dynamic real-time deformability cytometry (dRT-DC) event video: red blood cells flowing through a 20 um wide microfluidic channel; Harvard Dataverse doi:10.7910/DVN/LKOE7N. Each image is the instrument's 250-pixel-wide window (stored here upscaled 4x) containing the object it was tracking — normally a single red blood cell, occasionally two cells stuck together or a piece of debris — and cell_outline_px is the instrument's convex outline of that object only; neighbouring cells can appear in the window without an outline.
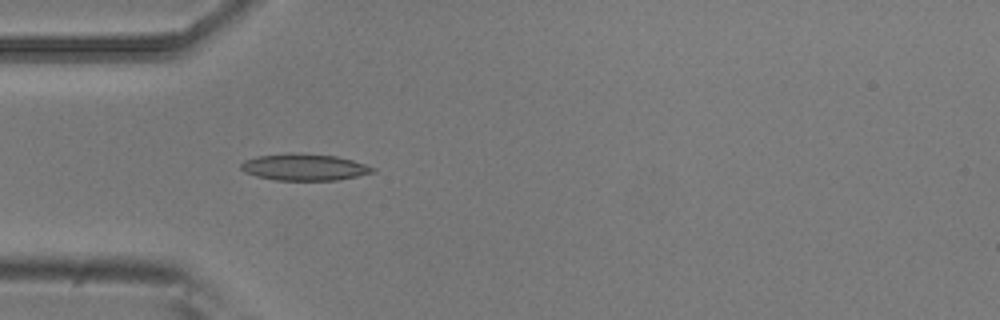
{"species": "common noctule bat (a hibernating species)", "species_latin": "Nyctalus noctula", "temperature_condition": "room temperature", "stored_images_in_passage": 4, "camera_frame_rate_fps": 3000, "um_per_image_px": 0.085, "animal": {"sex": "male", "body_mass_g": 20.5, "forearm_length_mm": 52.5}, "frame": {"image": 1, "passage_image": 4, "time_ms": 1.0, "image_size_px": [1000, 320], "cell_outline_px": [[376, 172], [336, 180], [276, 180], [256, 176], [244, 172], [240, 168], [240, 164], [244, 160], [256, 156], [288, 152], [296, 152], [336, 156], [352, 160], [376, 168]], "centroid_in_image_um": [25.83, 14.19], "position_along_channel_um": 59.2, "area_um2": 20.63}}